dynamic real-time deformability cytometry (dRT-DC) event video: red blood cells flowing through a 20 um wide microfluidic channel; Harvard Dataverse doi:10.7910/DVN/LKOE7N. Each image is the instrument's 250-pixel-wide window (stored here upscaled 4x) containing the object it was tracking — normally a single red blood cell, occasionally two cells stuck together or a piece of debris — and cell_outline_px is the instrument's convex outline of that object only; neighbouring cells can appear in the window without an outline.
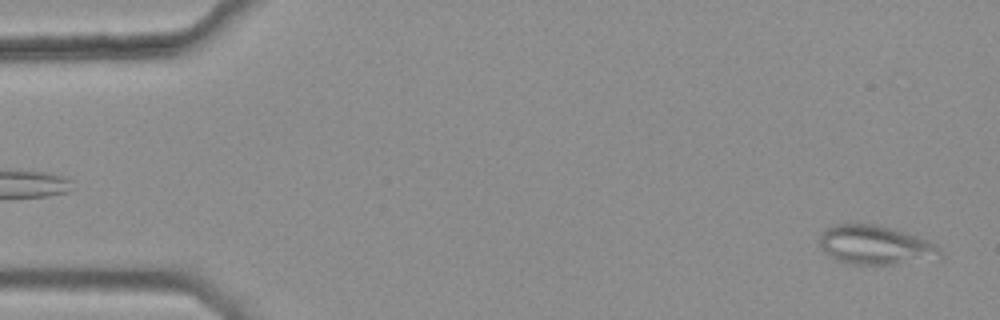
{"species": "common noctule bat (a hibernating species)", "species_latin": "Nyctalus noctula", "temperature_condition": "warm", "stored_images_in_passage": 4, "camera_frame_rate_fps": 3000, "um_per_image_px": 0.085, "animal": {"sex": "female", "body_mass_g": 25.1}, "frame": {"image": 1, "passage_image": 4, "time_ms": 1.0, "image_size_px": [1000, 320], "cell_outline_px": [[944, 256], [940, 260], [896, 264], [852, 264], [836, 260], [828, 256], [820, 248], [820, 236], [828, 228], [836, 224], [876, 224], [892, 228], [928, 240], [936, 244], [944, 252]], "centroid_in_image_um": [74.5, 20.86], "position_along_channel_um": 10.5, "area_um2": 27.92}}